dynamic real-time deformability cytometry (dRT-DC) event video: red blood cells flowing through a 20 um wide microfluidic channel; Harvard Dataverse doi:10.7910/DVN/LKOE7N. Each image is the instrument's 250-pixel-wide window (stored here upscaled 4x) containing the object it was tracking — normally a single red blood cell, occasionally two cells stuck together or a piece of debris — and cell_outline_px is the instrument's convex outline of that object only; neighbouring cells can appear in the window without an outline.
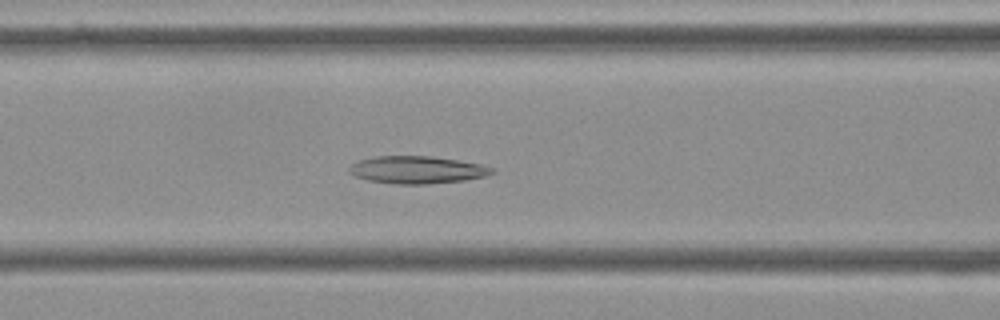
{"species": "Egyptian fruit bat (a non-hibernating species)", "species_latin": "Rousettus aegyptiacus", "temperature_condition": "cold", "stored_images_in_passage": 55, "camera_frame_rate_fps": 3000, "um_per_image_px": 0.085, "frame": {"image": 1, "passage_image": 22, "time_ms": 7.0, "image_size_px": [1000, 320], "cell_outline_px": [[496, 172], [484, 176], [464, 180], [428, 184], [396, 184], [368, 180], [356, 176], [348, 172], [348, 168], [352, 164], [360, 160], [376, 156], [432, 156], [480, 164], [496, 168]], "centroid_in_image_um": [35.46, 14.43], "position_along_channel_um": 131.1, "area_um2": 22.77}}
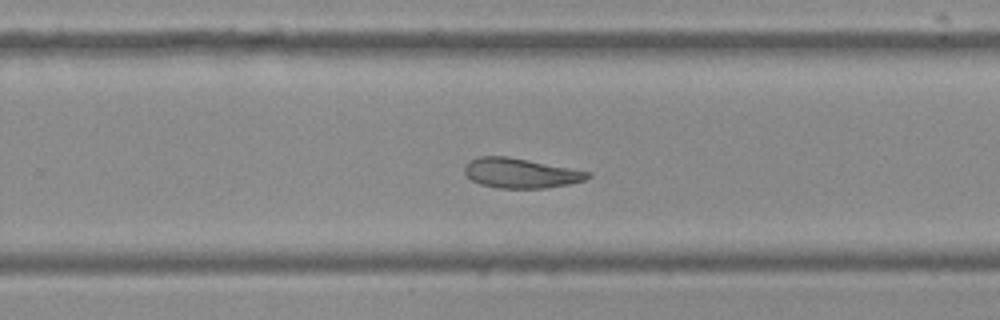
{"frame": {"image": 2, "passage_image": 35, "time_ms": 11.333, "image_size_px": [1000, 320], "cell_outline_px": [[592, 176], [584, 180], [568, 184], [544, 188], [500, 188], [480, 184], [472, 180], [464, 172], [464, 164], [468, 160], [480, 156], [504, 156], [528, 160], [592, 172]], "centroid_in_image_um": [44.23, 14.71], "position_along_channel_um": 285.6, "area_um2": 21.33}}
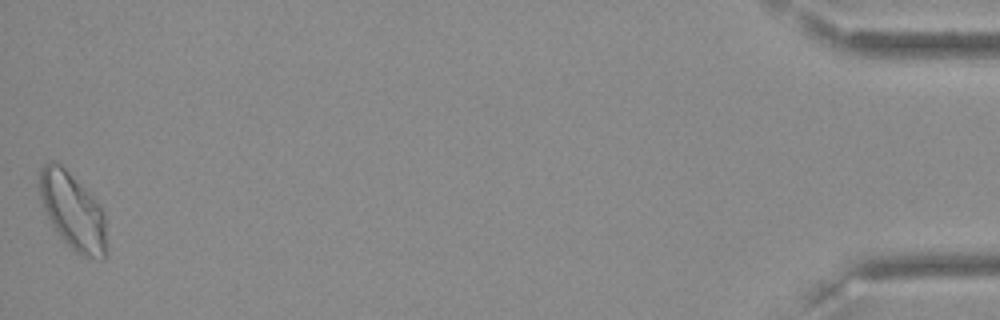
{"frame": {"image": 3, "passage_image": 55, "time_ms": 18.0, "image_size_px": [1000, 320], "cell_outline_px": [[104, 260], [100, 260], [80, 256], [56, 232], [44, 208], [40, 196], [40, 168], [48, 160], [52, 160], [60, 164], [68, 172], [100, 208], [104, 216]], "centroid_in_image_um": [6.14, 17.97], "position_along_channel_um": 429.1, "area_um2": 28.78}, "authors_computed_cell_mechanics": {"area_um2": 23.8136, "velocity_mm_per_s": 3.5665, "shape_relaxation_time_tau1_ms": null, "shape_relaxation_time_tau2_ms": 9.1563, "deformation_change_tau1": null, "deformation_change_tau2": 0.1714}}